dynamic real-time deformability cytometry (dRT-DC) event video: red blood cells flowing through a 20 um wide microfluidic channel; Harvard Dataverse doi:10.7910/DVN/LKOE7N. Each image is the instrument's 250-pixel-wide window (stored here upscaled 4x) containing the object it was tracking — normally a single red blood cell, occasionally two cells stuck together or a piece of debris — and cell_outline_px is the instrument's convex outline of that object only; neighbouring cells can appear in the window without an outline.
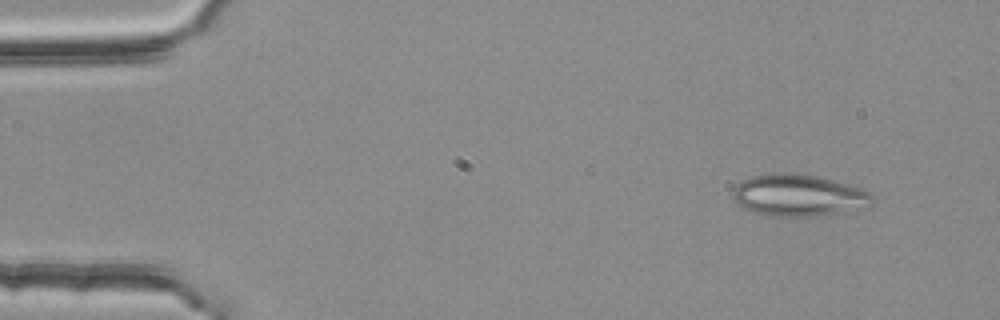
{"species": "common noctule bat (a hibernating species)", "species_latin": "Nyctalus noctula", "temperature_condition": "room temperature", "stored_images_in_passage": 3, "camera_frame_rate_fps": 3000, "um_per_image_px": 0.085, "animal": {"sex": "female", "body_mass_g": 25.1}, "frame": {"image": 1, "passage_image": 1, "time_ms": 0.0, "image_size_px": [1000, 320], "cell_outline_px": [[872, 204], [868, 208], [808, 216], [768, 216], [756, 212], [740, 204], [732, 196], [732, 192], [744, 180], [752, 176], [776, 172], [792, 172], [816, 176], [832, 180], [860, 188], [872, 192]], "centroid_in_image_um": [67.93, 16.59], "position_along_channel_um": 17.1, "area_um2": 33.52}}